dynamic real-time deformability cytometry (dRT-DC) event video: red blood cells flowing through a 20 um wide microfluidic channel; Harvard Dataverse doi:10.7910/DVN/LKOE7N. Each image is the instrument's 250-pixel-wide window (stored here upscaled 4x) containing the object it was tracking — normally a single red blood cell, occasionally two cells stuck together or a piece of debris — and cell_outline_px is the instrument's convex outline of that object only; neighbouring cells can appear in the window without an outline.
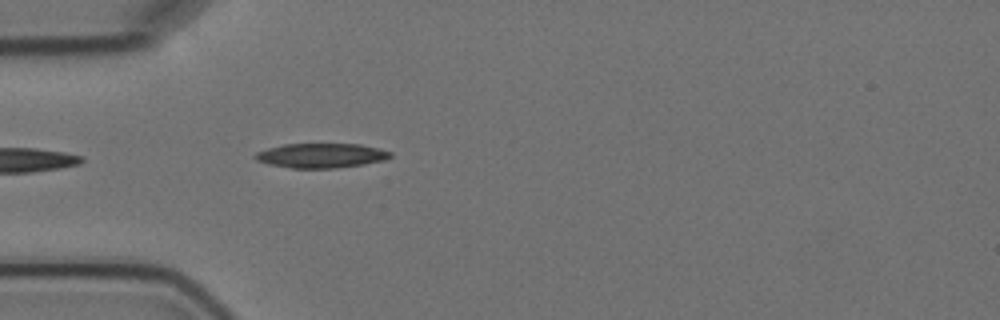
{"species": "Egyptian fruit bat (a non-hibernating species)", "species_latin": "Rousettus aegyptiacus", "temperature_condition": "cold", "stored_images_in_passage": 2, "camera_frame_rate_fps": 3000, "um_per_image_px": 0.085, "animal": {"sex": "female"}, "frame": {"image": 1, "passage_image": 2, "time_ms": 1.333, "image_size_px": [1000, 320], "cell_outline_px": [[392, 156], [384, 160], [364, 164], [336, 168], [292, 168], [268, 164], [256, 160], [252, 156], [256, 152], [268, 148], [284, 144], [360, 144], [392, 152]], "centroid_in_image_um": [27.27, 13.22], "position_along_channel_um": 57.7, "area_um2": 19.31}}